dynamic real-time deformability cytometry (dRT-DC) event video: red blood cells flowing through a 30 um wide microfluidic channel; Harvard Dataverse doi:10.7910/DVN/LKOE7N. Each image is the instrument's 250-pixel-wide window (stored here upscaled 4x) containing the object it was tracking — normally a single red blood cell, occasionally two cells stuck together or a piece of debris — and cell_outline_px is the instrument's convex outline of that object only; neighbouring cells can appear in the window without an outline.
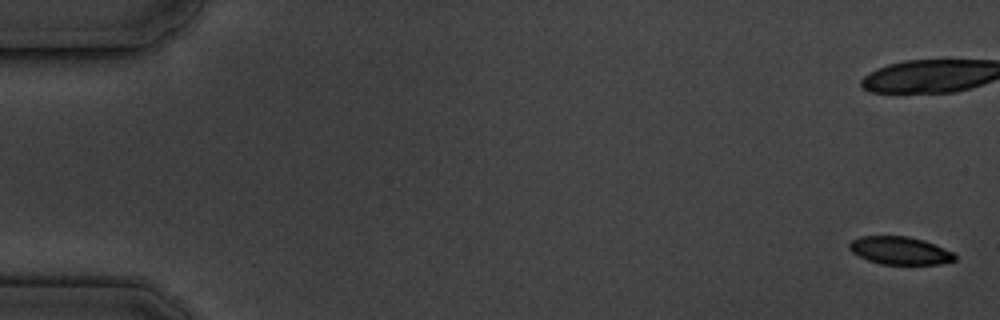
{"species": "common noctule bat (a hibernating species)", "species_latin": "Nyctalus noctula", "temperature_condition": "cold", "stored_images_in_passage": 8, "camera_frame_rate_fps": 3000, "um_per_image_px": 0.085, "animal": {"sex": "male", "body_mass_g": 19.5, "forearm_length_mm": 54.6}, "frame": {"image": 1, "passage_image": 1, "time_ms": 0.0, "image_size_px": [1000, 320], "cell_outline_px": [[956, 260], [940, 264], [880, 264], [868, 260], [852, 252], [848, 248], [848, 244], [852, 240], [860, 236], [908, 236], [924, 240], [944, 248], [952, 252], [956, 256]], "centroid_in_image_um": [76.48, 21.29], "position_along_channel_um": 8.5, "area_um2": 17.11}}